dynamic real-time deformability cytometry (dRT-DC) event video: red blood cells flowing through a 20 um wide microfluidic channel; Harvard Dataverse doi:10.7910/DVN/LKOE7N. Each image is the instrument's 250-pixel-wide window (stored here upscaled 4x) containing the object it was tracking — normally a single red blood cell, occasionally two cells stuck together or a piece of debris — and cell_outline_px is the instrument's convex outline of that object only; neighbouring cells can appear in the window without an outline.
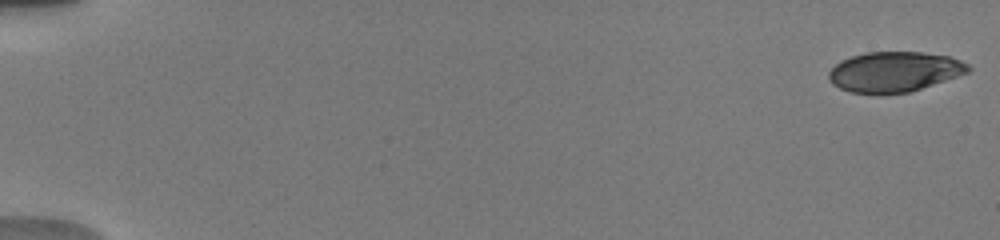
{"species": "human", "species_latin": "Homo sapiens", "temperature_condition": "warm", "stored_images_in_passage": 5, "camera_frame_rate_fps": 3000, "um_per_image_px": 0.085, "donor": {"sex": "male"}, "frame": {"image": 1, "passage_image": 1, "time_ms": 0.0, "image_size_px": [1000, 240], "cell_outline_px": [[972, 68], [968, 72], [908, 92], [848, 92], [832, 84], [828, 76], [828, 72], [836, 64], [852, 56], [868, 52], [920, 52], [948, 56], [960, 60], [968, 64]], "centroid_in_image_um": [76.01, 6.08], "position_along_channel_um": 9.0, "area_um2": 31.85}}